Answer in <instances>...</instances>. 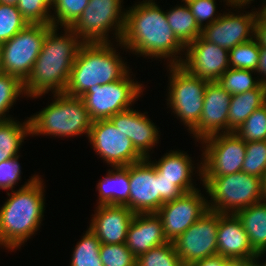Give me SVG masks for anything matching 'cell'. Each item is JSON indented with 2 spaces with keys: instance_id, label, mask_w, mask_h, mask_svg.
Here are the masks:
<instances>
[{
  "instance_id": "4",
  "label": "cell",
  "mask_w": 266,
  "mask_h": 266,
  "mask_svg": "<svg viewBox=\"0 0 266 266\" xmlns=\"http://www.w3.org/2000/svg\"><path fill=\"white\" fill-rule=\"evenodd\" d=\"M111 44L113 43H84L80 47L70 71L65 94L81 97L90 87L118 81L129 72V67Z\"/></svg>"
},
{
  "instance_id": "17",
  "label": "cell",
  "mask_w": 266,
  "mask_h": 266,
  "mask_svg": "<svg viewBox=\"0 0 266 266\" xmlns=\"http://www.w3.org/2000/svg\"><path fill=\"white\" fill-rule=\"evenodd\" d=\"M129 209L137 213H156L159 209V172L149 159L129 165Z\"/></svg>"
},
{
  "instance_id": "22",
  "label": "cell",
  "mask_w": 266,
  "mask_h": 266,
  "mask_svg": "<svg viewBox=\"0 0 266 266\" xmlns=\"http://www.w3.org/2000/svg\"><path fill=\"white\" fill-rule=\"evenodd\" d=\"M160 217L156 213H137L128 228L125 245L136 258L153 247L167 243Z\"/></svg>"
},
{
  "instance_id": "37",
  "label": "cell",
  "mask_w": 266,
  "mask_h": 266,
  "mask_svg": "<svg viewBox=\"0 0 266 266\" xmlns=\"http://www.w3.org/2000/svg\"><path fill=\"white\" fill-rule=\"evenodd\" d=\"M235 133L246 142L266 140V103L256 109Z\"/></svg>"
},
{
  "instance_id": "52",
  "label": "cell",
  "mask_w": 266,
  "mask_h": 266,
  "mask_svg": "<svg viewBox=\"0 0 266 266\" xmlns=\"http://www.w3.org/2000/svg\"><path fill=\"white\" fill-rule=\"evenodd\" d=\"M260 266H266V262L261 263Z\"/></svg>"
},
{
  "instance_id": "12",
  "label": "cell",
  "mask_w": 266,
  "mask_h": 266,
  "mask_svg": "<svg viewBox=\"0 0 266 266\" xmlns=\"http://www.w3.org/2000/svg\"><path fill=\"white\" fill-rule=\"evenodd\" d=\"M219 212L208 209L172 243L183 266L217 254Z\"/></svg>"
},
{
  "instance_id": "10",
  "label": "cell",
  "mask_w": 266,
  "mask_h": 266,
  "mask_svg": "<svg viewBox=\"0 0 266 266\" xmlns=\"http://www.w3.org/2000/svg\"><path fill=\"white\" fill-rule=\"evenodd\" d=\"M130 73L118 81L90 87L81 96L92 121L106 120L130 109L143 91V85L131 79Z\"/></svg>"
},
{
  "instance_id": "8",
  "label": "cell",
  "mask_w": 266,
  "mask_h": 266,
  "mask_svg": "<svg viewBox=\"0 0 266 266\" xmlns=\"http://www.w3.org/2000/svg\"><path fill=\"white\" fill-rule=\"evenodd\" d=\"M51 24H27L10 40L0 45L3 73L18 77L22 82L30 75L42 50Z\"/></svg>"
},
{
  "instance_id": "48",
  "label": "cell",
  "mask_w": 266,
  "mask_h": 266,
  "mask_svg": "<svg viewBox=\"0 0 266 266\" xmlns=\"http://www.w3.org/2000/svg\"><path fill=\"white\" fill-rule=\"evenodd\" d=\"M257 260V258L253 260L241 259V266H260Z\"/></svg>"
},
{
  "instance_id": "23",
  "label": "cell",
  "mask_w": 266,
  "mask_h": 266,
  "mask_svg": "<svg viewBox=\"0 0 266 266\" xmlns=\"http://www.w3.org/2000/svg\"><path fill=\"white\" fill-rule=\"evenodd\" d=\"M186 154L181 151H169L158 162L150 160L162 177L174 181L184 193L196 190L191 176L195 167L189 155Z\"/></svg>"
},
{
  "instance_id": "43",
  "label": "cell",
  "mask_w": 266,
  "mask_h": 266,
  "mask_svg": "<svg viewBox=\"0 0 266 266\" xmlns=\"http://www.w3.org/2000/svg\"><path fill=\"white\" fill-rule=\"evenodd\" d=\"M260 47H266V13L261 9L255 20V34Z\"/></svg>"
},
{
  "instance_id": "50",
  "label": "cell",
  "mask_w": 266,
  "mask_h": 266,
  "mask_svg": "<svg viewBox=\"0 0 266 266\" xmlns=\"http://www.w3.org/2000/svg\"><path fill=\"white\" fill-rule=\"evenodd\" d=\"M1 3L17 6L18 0H1Z\"/></svg>"
},
{
  "instance_id": "16",
  "label": "cell",
  "mask_w": 266,
  "mask_h": 266,
  "mask_svg": "<svg viewBox=\"0 0 266 266\" xmlns=\"http://www.w3.org/2000/svg\"><path fill=\"white\" fill-rule=\"evenodd\" d=\"M231 13L220 15V18L212 24L204 26L200 36L228 51L236 45L252 40L258 11L240 13V15Z\"/></svg>"
},
{
  "instance_id": "18",
  "label": "cell",
  "mask_w": 266,
  "mask_h": 266,
  "mask_svg": "<svg viewBox=\"0 0 266 266\" xmlns=\"http://www.w3.org/2000/svg\"><path fill=\"white\" fill-rule=\"evenodd\" d=\"M232 94L217 82H209L204 92L203 111L198 124L190 131L197 141L228 133V113ZM222 130V131H221ZM224 130V131H223Z\"/></svg>"
},
{
  "instance_id": "20",
  "label": "cell",
  "mask_w": 266,
  "mask_h": 266,
  "mask_svg": "<svg viewBox=\"0 0 266 266\" xmlns=\"http://www.w3.org/2000/svg\"><path fill=\"white\" fill-rule=\"evenodd\" d=\"M112 124L120 129L132 142L136 151L143 158H150V149L159 141V131L154 122L134 109H127L109 118Z\"/></svg>"
},
{
  "instance_id": "21",
  "label": "cell",
  "mask_w": 266,
  "mask_h": 266,
  "mask_svg": "<svg viewBox=\"0 0 266 266\" xmlns=\"http://www.w3.org/2000/svg\"><path fill=\"white\" fill-rule=\"evenodd\" d=\"M217 254L228 259H256L248 234L236 214L219 213Z\"/></svg>"
},
{
  "instance_id": "32",
  "label": "cell",
  "mask_w": 266,
  "mask_h": 266,
  "mask_svg": "<svg viewBox=\"0 0 266 266\" xmlns=\"http://www.w3.org/2000/svg\"><path fill=\"white\" fill-rule=\"evenodd\" d=\"M88 3L89 0H53L51 8L55 9L56 15H51V25L70 27L82 15Z\"/></svg>"
},
{
  "instance_id": "36",
  "label": "cell",
  "mask_w": 266,
  "mask_h": 266,
  "mask_svg": "<svg viewBox=\"0 0 266 266\" xmlns=\"http://www.w3.org/2000/svg\"><path fill=\"white\" fill-rule=\"evenodd\" d=\"M242 171L263 178L266 173V140L246 142Z\"/></svg>"
},
{
  "instance_id": "13",
  "label": "cell",
  "mask_w": 266,
  "mask_h": 266,
  "mask_svg": "<svg viewBox=\"0 0 266 266\" xmlns=\"http://www.w3.org/2000/svg\"><path fill=\"white\" fill-rule=\"evenodd\" d=\"M88 138L97 155L112 167L128 166L144 159L109 119L93 121Z\"/></svg>"
},
{
  "instance_id": "47",
  "label": "cell",
  "mask_w": 266,
  "mask_h": 266,
  "mask_svg": "<svg viewBox=\"0 0 266 266\" xmlns=\"http://www.w3.org/2000/svg\"><path fill=\"white\" fill-rule=\"evenodd\" d=\"M261 201L262 202L266 201V173L262 178Z\"/></svg>"
},
{
  "instance_id": "41",
  "label": "cell",
  "mask_w": 266,
  "mask_h": 266,
  "mask_svg": "<svg viewBox=\"0 0 266 266\" xmlns=\"http://www.w3.org/2000/svg\"><path fill=\"white\" fill-rule=\"evenodd\" d=\"M18 158L14 157L0 163V188L14 190V185L21 180V167Z\"/></svg>"
},
{
  "instance_id": "46",
  "label": "cell",
  "mask_w": 266,
  "mask_h": 266,
  "mask_svg": "<svg viewBox=\"0 0 266 266\" xmlns=\"http://www.w3.org/2000/svg\"><path fill=\"white\" fill-rule=\"evenodd\" d=\"M224 1H227L226 5H229V6L231 5L230 7L233 6V8L238 9V8H242V6L244 8V6H246V4L248 5L251 3V1H254V0H224Z\"/></svg>"
},
{
  "instance_id": "14",
  "label": "cell",
  "mask_w": 266,
  "mask_h": 266,
  "mask_svg": "<svg viewBox=\"0 0 266 266\" xmlns=\"http://www.w3.org/2000/svg\"><path fill=\"white\" fill-rule=\"evenodd\" d=\"M207 198L198 188L184 193L173 201L164 203L156 212L163 226L167 241L173 242L196 222L207 210Z\"/></svg>"
},
{
  "instance_id": "3",
  "label": "cell",
  "mask_w": 266,
  "mask_h": 266,
  "mask_svg": "<svg viewBox=\"0 0 266 266\" xmlns=\"http://www.w3.org/2000/svg\"><path fill=\"white\" fill-rule=\"evenodd\" d=\"M11 192H7L9 199L0 208V246L13 251L40 228L45 210L44 184L34 175L19 190Z\"/></svg>"
},
{
  "instance_id": "40",
  "label": "cell",
  "mask_w": 266,
  "mask_h": 266,
  "mask_svg": "<svg viewBox=\"0 0 266 266\" xmlns=\"http://www.w3.org/2000/svg\"><path fill=\"white\" fill-rule=\"evenodd\" d=\"M184 2L187 3L191 13L195 17V20L201 29L203 28V26L210 25L214 21L220 18L221 15L220 13L218 16L217 14H215L216 13L215 0H189ZM204 21H207L205 25Z\"/></svg>"
},
{
  "instance_id": "35",
  "label": "cell",
  "mask_w": 266,
  "mask_h": 266,
  "mask_svg": "<svg viewBox=\"0 0 266 266\" xmlns=\"http://www.w3.org/2000/svg\"><path fill=\"white\" fill-rule=\"evenodd\" d=\"M28 22L17 6L0 4V45L21 31Z\"/></svg>"
},
{
  "instance_id": "2",
  "label": "cell",
  "mask_w": 266,
  "mask_h": 266,
  "mask_svg": "<svg viewBox=\"0 0 266 266\" xmlns=\"http://www.w3.org/2000/svg\"><path fill=\"white\" fill-rule=\"evenodd\" d=\"M52 26L46 34L33 69L24 82V91L28 97L37 98L49 91L64 93L70 71L80 47L84 44L69 28L64 27L62 36Z\"/></svg>"
},
{
  "instance_id": "27",
  "label": "cell",
  "mask_w": 266,
  "mask_h": 266,
  "mask_svg": "<svg viewBox=\"0 0 266 266\" xmlns=\"http://www.w3.org/2000/svg\"><path fill=\"white\" fill-rule=\"evenodd\" d=\"M184 3L166 12V17L174 35L186 46L201 35V28L197 24L187 3Z\"/></svg>"
},
{
  "instance_id": "29",
  "label": "cell",
  "mask_w": 266,
  "mask_h": 266,
  "mask_svg": "<svg viewBox=\"0 0 266 266\" xmlns=\"http://www.w3.org/2000/svg\"><path fill=\"white\" fill-rule=\"evenodd\" d=\"M100 248V240L88 228L74 248L70 266H103L99 254Z\"/></svg>"
},
{
  "instance_id": "5",
  "label": "cell",
  "mask_w": 266,
  "mask_h": 266,
  "mask_svg": "<svg viewBox=\"0 0 266 266\" xmlns=\"http://www.w3.org/2000/svg\"><path fill=\"white\" fill-rule=\"evenodd\" d=\"M53 102L29 118L33 135L76 136L89 135L92 119L81 97L65 93L54 94Z\"/></svg>"
},
{
  "instance_id": "15",
  "label": "cell",
  "mask_w": 266,
  "mask_h": 266,
  "mask_svg": "<svg viewBox=\"0 0 266 266\" xmlns=\"http://www.w3.org/2000/svg\"><path fill=\"white\" fill-rule=\"evenodd\" d=\"M180 65L191 75L208 82H217L229 68V51L199 36L185 46Z\"/></svg>"
},
{
  "instance_id": "19",
  "label": "cell",
  "mask_w": 266,
  "mask_h": 266,
  "mask_svg": "<svg viewBox=\"0 0 266 266\" xmlns=\"http://www.w3.org/2000/svg\"><path fill=\"white\" fill-rule=\"evenodd\" d=\"M89 229L101 244H124L135 213L125 205H98Z\"/></svg>"
},
{
  "instance_id": "31",
  "label": "cell",
  "mask_w": 266,
  "mask_h": 266,
  "mask_svg": "<svg viewBox=\"0 0 266 266\" xmlns=\"http://www.w3.org/2000/svg\"><path fill=\"white\" fill-rule=\"evenodd\" d=\"M259 59L260 46L255 38L229 51L230 68L257 71Z\"/></svg>"
},
{
  "instance_id": "25",
  "label": "cell",
  "mask_w": 266,
  "mask_h": 266,
  "mask_svg": "<svg viewBox=\"0 0 266 266\" xmlns=\"http://www.w3.org/2000/svg\"><path fill=\"white\" fill-rule=\"evenodd\" d=\"M248 234L257 259L266 254V203L257 202L236 213ZM265 253V254H264Z\"/></svg>"
},
{
  "instance_id": "44",
  "label": "cell",
  "mask_w": 266,
  "mask_h": 266,
  "mask_svg": "<svg viewBox=\"0 0 266 266\" xmlns=\"http://www.w3.org/2000/svg\"><path fill=\"white\" fill-rule=\"evenodd\" d=\"M228 258L222 257L221 255H212L209 257H206L202 260L196 261L192 263L190 266H223L224 262Z\"/></svg>"
},
{
  "instance_id": "49",
  "label": "cell",
  "mask_w": 266,
  "mask_h": 266,
  "mask_svg": "<svg viewBox=\"0 0 266 266\" xmlns=\"http://www.w3.org/2000/svg\"><path fill=\"white\" fill-rule=\"evenodd\" d=\"M223 266H241V259H227Z\"/></svg>"
},
{
  "instance_id": "30",
  "label": "cell",
  "mask_w": 266,
  "mask_h": 266,
  "mask_svg": "<svg viewBox=\"0 0 266 266\" xmlns=\"http://www.w3.org/2000/svg\"><path fill=\"white\" fill-rule=\"evenodd\" d=\"M256 71L229 68L223 73L217 83L228 93L235 95L258 88L262 81L253 79L252 73Z\"/></svg>"
},
{
  "instance_id": "11",
  "label": "cell",
  "mask_w": 266,
  "mask_h": 266,
  "mask_svg": "<svg viewBox=\"0 0 266 266\" xmlns=\"http://www.w3.org/2000/svg\"><path fill=\"white\" fill-rule=\"evenodd\" d=\"M201 143L205 149L203 161L197 167L200 179L201 176H226L242 171L246 141L235 132L212 135Z\"/></svg>"
},
{
  "instance_id": "24",
  "label": "cell",
  "mask_w": 266,
  "mask_h": 266,
  "mask_svg": "<svg viewBox=\"0 0 266 266\" xmlns=\"http://www.w3.org/2000/svg\"><path fill=\"white\" fill-rule=\"evenodd\" d=\"M115 170V171H114ZM114 171V172H113ZM99 205H125L129 208V165L113 167L97 183Z\"/></svg>"
},
{
  "instance_id": "6",
  "label": "cell",
  "mask_w": 266,
  "mask_h": 266,
  "mask_svg": "<svg viewBox=\"0 0 266 266\" xmlns=\"http://www.w3.org/2000/svg\"><path fill=\"white\" fill-rule=\"evenodd\" d=\"M201 181L211 197L207 205L212 211L236 214L261 202L262 179L243 171L226 176H201Z\"/></svg>"
},
{
  "instance_id": "7",
  "label": "cell",
  "mask_w": 266,
  "mask_h": 266,
  "mask_svg": "<svg viewBox=\"0 0 266 266\" xmlns=\"http://www.w3.org/2000/svg\"><path fill=\"white\" fill-rule=\"evenodd\" d=\"M122 0H89L82 15L69 27L83 43H111L109 30L121 41L126 12Z\"/></svg>"
},
{
  "instance_id": "28",
  "label": "cell",
  "mask_w": 266,
  "mask_h": 266,
  "mask_svg": "<svg viewBox=\"0 0 266 266\" xmlns=\"http://www.w3.org/2000/svg\"><path fill=\"white\" fill-rule=\"evenodd\" d=\"M31 135L29 119L23 123L14 119L0 123V163L19 156L25 136Z\"/></svg>"
},
{
  "instance_id": "42",
  "label": "cell",
  "mask_w": 266,
  "mask_h": 266,
  "mask_svg": "<svg viewBox=\"0 0 266 266\" xmlns=\"http://www.w3.org/2000/svg\"><path fill=\"white\" fill-rule=\"evenodd\" d=\"M184 192L174 183L159 173V208L166 202L173 201Z\"/></svg>"
},
{
  "instance_id": "38",
  "label": "cell",
  "mask_w": 266,
  "mask_h": 266,
  "mask_svg": "<svg viewBox=\"0 0 266 266\" xmlns=\"http://www.w3.org/2000/svg\"><path fill=\"white\" fill-rule=\"evenodd\" d=\"M17 8L29 24H51L49 0H18Z\"/></svg>"
},
{
  "instance_id": "26",
  "label": "cell",
  "mask_w": 266,
  "mask_h": 266,
  "mask_svg": "<svg viewBox=\"0 0 266 266\" xmlns=\"http://www.w3.org/2000/svg\"><path fill=\"white\" fill-rule=\"evenodd\" d=\"M266 103V86L232 95L228 113V133L235 132L245 120Z\"/></svg>"
},
{
  "instance_id": "45",
  "label": "cell",
  "mask_w": 266,
  "mask_h": 266,
  "mask_svg": "<svg viewBox=\"0 0 266 266\" xmlns=\"http://www.w3.org/2000/svg\"><path fill=\"white\" fill-rule=\"evenodd\" d=\"M256 72L258 73V75H262L260 80L262 81V84L266 86V47H260V59Z\"/></svg>"
},
{
  "instance_id": "39",
  "label": "cell",
  "mask_w": 266,
  "mask_h": 266,
  "mask_svg": "<svg viewBox=\"0 0 266 266\" xmlns=\"http://www.w3.org/2000/svg\"><path fill=\"white\" fill-rule=\"evenodd\" d=\"M103 266H136L137 258L124 244H101Z\"/></svg>"
},
{
  "instance_id": "33",
  "label": "cell",
  "mask_w": 266,
  "mask_h": 266,
  "mask_svg": "<svg viewBox=\"0 0 266 266\" xmlns=\"http://www.w3.org/2000/svg\"><path fill=\"white\" fill-rule=\"evenodd\" d=\"M22 94L25 95L24 82L18 77L2 73L0 75V123L13 118L6 117V112Z\"/></svg>"
},
{
  "instance_id": "9",
  "label": "cell",
  "mask_w": 266,
  "mask_h": 266,
  "mask_svg": "<svg viewBox=\"0 0 266 266\" xmlns=\"http://www.w3.org/2000/svg\"><path fill=\"white\" fill-rule=\"evenodd\" d=\"M170 82L168 105L189 131L199 122L208 81L191 75L181 65H168Z\"/></svg>"
},
{
  "instance_id": "1",
  "label": "cell",
  "mask_w": 266,
  "mask_h": 266,
  "mask_svg": "<svg viewBox=\"0 0 266 266\" xmlns=\"http://www.w3.org/2000/svg\"><path fill=\"white\" fill-rule=\"evenodd\" d=\"M155 3L143 0L125 10V27L119 46L141 56L168 58L169 65H180L182 56L178 55L185 51V46L171 30L166 12Z\"/></svg>"
},
{
  "instance_id": "34",
  "label": "cell",
  "mask_w": 266,
  "mask_h": 266,
  "mask_svg": "<svg viewBox=\"0 0 266 266\" xmlns=\"http://www.w3.org/2000/svg\"><path fill=\"white\" fill-rule=\"evenodd\" d=\"M136 266H183L172 242L153 247L137 258Z\"/></svg>"
},
{
  "instance_id": "51",
  "label": "cell",
  "mask_w": 266,
  "mask_h": 266,
  "mask_svg": "<svg viewBox=\"0 0 266 266\" xmlns=\"http://www.w3.org/2000/svg\"><path fill=\"white\" fill-rule=\"evenodd\" d=\"M3 73L2 68H1V53H0V75Z\"/></svg>"
}]
</instances>
